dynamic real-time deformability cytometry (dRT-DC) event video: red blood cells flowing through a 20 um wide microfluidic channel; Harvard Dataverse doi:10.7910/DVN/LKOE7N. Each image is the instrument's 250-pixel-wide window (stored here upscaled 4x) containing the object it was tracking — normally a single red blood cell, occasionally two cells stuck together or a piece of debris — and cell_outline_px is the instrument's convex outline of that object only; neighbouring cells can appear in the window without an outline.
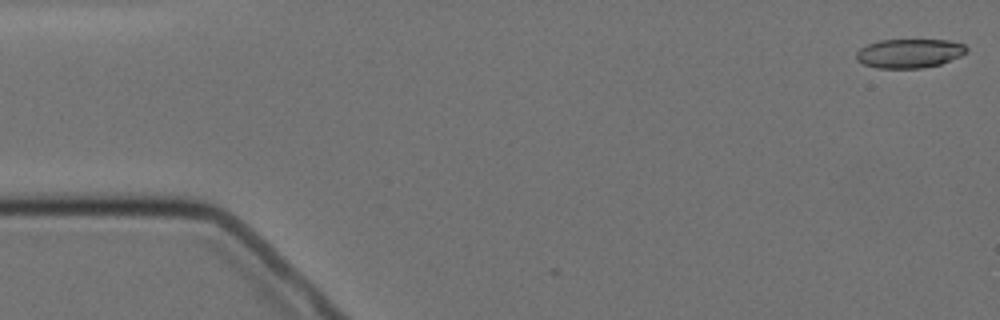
{"species": "Egyptian fruit bat (a non-hibernating species)", "species_latin": "Rousettus aegyptiacus", "temperature_condition": "cold", "stored_images_in_passage": 3, "camera_frame_rate_fps": 3000, "um_per_image_px": 0.085, "animal": {"sex": "female"}, "frame": {"image": 1, "passage_image": 1, "time_ms": 0.0, "image_size_px": [1000, 320], "cell_outline_px": [[968, 52], [960, 56], [940, 64], [920, 68], [876, 68], [864, 64], [856, 60], [856, 52], [860, 48], [868, 44], [880, 40], [948, 40], [964, 44], [968, 48]], "centroid_in_image_um": [77.3, 4.53], "position_along_channel_um": 7.7, "area_um2": 18.67}}